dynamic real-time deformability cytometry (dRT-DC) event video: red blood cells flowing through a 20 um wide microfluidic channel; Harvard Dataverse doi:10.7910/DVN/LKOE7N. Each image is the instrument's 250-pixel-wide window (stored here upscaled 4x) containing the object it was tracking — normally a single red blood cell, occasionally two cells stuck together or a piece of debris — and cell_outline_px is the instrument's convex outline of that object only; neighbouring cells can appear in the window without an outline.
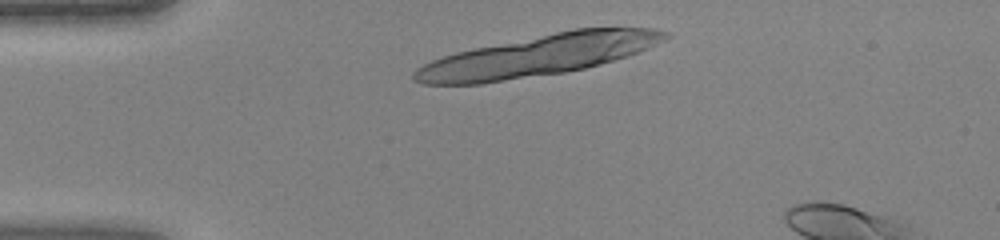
{"species": "human", "species_latin": "Homo sapiens", "temperature_condition": "warm", "stored_images_in_passage": 9, "camera_frame_rate_fps": 3000, "um_per_image_px": 0.085, "donor": {"sex": "female"}, "frame": {"image": 1, "passage_image": 2, "time_ms": 0.333, "image_size_px": [1000, 240], "cell_outline_px": [[672, 36], [656, 44], [636, 52], [600, 64], [584, 68], [564, 72], [480, 84], [424, 84], [412, 80], [412, 72], [416, 68], [432, 60], [456, 52], [576, 28], [656, 28], [668, 32]], "centroid_in_image_um": [45.71, 4.73], "position_along_channel_um": 39.3, "area_um2": 59.25}}